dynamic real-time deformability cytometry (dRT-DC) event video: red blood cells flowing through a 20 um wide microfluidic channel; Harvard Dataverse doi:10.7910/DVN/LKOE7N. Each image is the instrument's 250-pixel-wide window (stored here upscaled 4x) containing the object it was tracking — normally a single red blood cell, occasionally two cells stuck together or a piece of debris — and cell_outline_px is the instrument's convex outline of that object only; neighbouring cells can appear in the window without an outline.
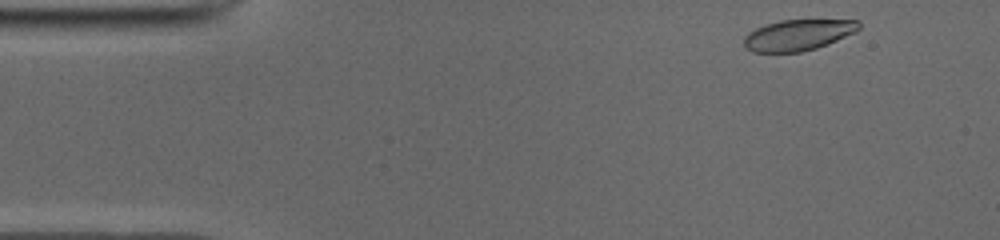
{"species": "common noctule bat (a hibernating species)", "species_latin": "Nyctalus noctula", "temperature_condition": "cold", "stored_images_in_passage": 47, "camera_frame_rate_fps": 3000, "um_per_image_px": 0.085, "animal": {"sex": "male", "body_mass_g": 19.0, "forearm_length_mm": 50.8}, "frame": {"image": 1, "passage_image": 1, "time_ms": 0.0, "image_size_px": [1000, 240], "cell_outline_px": [[860, 28], [856, 32], [816, 48], [800, 52], [752, 52], [744, 48], [744, 36], [748, 32], [764, 24], [780, 20], [856, 20], [860, 24]], "centroid_in_image_um": [67.79, 2.97], "position_along_channel_um": 17.2, "area_um2": 20.75}}
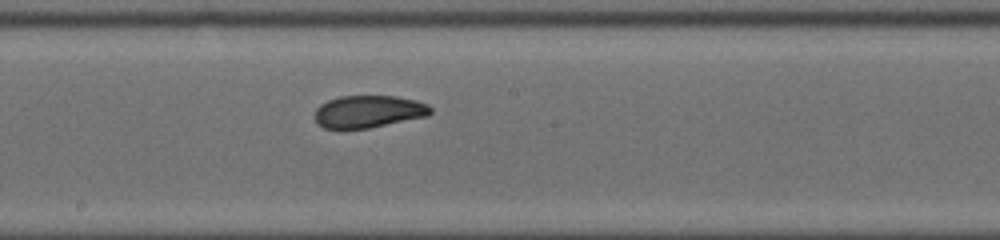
{"frame": {"image": 2, "passage_image": 23, "time_ms": 7.333, "image_size_px": [1000, 240], "cell_outline_px": [[432, 112], [428, 116], [368, 128], [324, 128], [316, 124], [316, 108], [320, 104], [328, 100], [340, 96], [396, 96], [416, 100], [428, 104], [432, 108]], "centroid_in_image_um": [31.34, 9.47], "position_along_channel_um": 216.9, "area_um2": 21.79}}
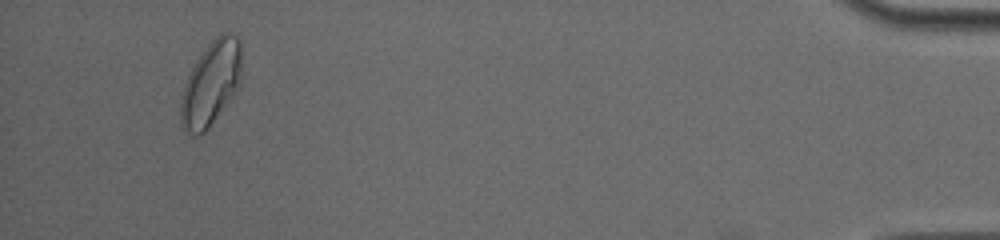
{"frame": {"image": 3, "passage_image": 44, "time_ms": 14.333, "image_size_px": [1000, 240], "cell_outline_px": [[240, 84], [236, 92], [208, 128], [200, 136], [196, 136], [188, 132], [180, 124], [180, 96], [184, 84], [196, 60], [204, 48], [220, 32], [228, 32], [236, 36], [240, 40]], "centroid_in_image_um": [17.91, 7.1], "position_along_channel_um": 417.3, "area_um2": 30.0}, "authors_computed_cell_mechanics": {"area_um2": 22.7154, "velocity_mm_per_s": 3.9327, "shape_relaxation_time_tau1_ms": 5.5083, "shape_relaxation_time_tau2_ms": 1.7199, "deformation_change_tau1": 0.1622, "deformation_change_tau2": 0.0666}}